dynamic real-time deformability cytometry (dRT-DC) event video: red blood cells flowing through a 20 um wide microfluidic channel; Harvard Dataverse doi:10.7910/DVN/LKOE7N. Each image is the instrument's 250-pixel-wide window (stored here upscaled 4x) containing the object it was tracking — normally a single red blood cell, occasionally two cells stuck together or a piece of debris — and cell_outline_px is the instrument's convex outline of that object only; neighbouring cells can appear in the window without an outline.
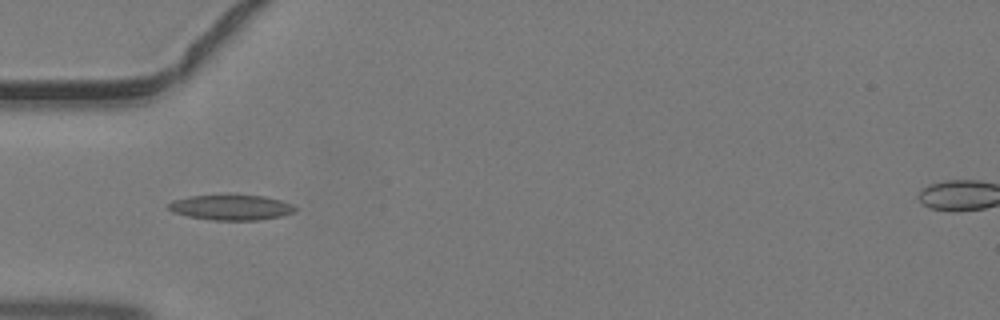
{"species": "common noctule bat (a hibernating species)", "species_latin": "Nyctalus noctula", "temperature_condition": "warm", "stored_images_in_passage": 31, "camera_frame_rate_fps": 3000, "um_per_image_px": 0.085, "animal": {"sex": "male", "body_mass_g": 19.2, "forearm_length_mm": 51.8}, "frame": {"image": 1, "passage_image": 1, "time_ms": 0.0, "image_size_px": [1000, 320], "cell_outline_px": [[296, 212], [280, 216], [260, 220], [212, 220], [188, 216], [172, 212], [168, 208], [168, 204], [172, 200], [188, 196], [264, 196], [280, 200], [292, 204], [296, 208]], "centroid_in_image_um": [19.64, 17.64], "position_along_channel_um": 65.4, "area_um2": 18.44}}
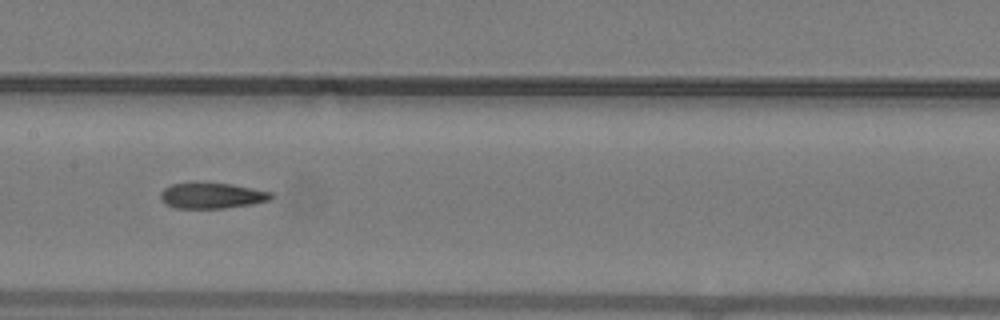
{"frame": {"image": 2, "passage_image": 9, "time_ms": 2.667, "image_size_px": [1000, 320], "cell_outline_px": [[272, 196], [268, 200], [252, 204], [224, 208], [176, 208], [164, 204], [160, 200], [160, 192], [164, 188], [172, 184], [188, 180], [200, 180], [232, 184], [272, 192]], "centroid_in_image_um": [17.91, 16.58], "position_along_channel_um": 189.5, "area_um2": 17.28}}
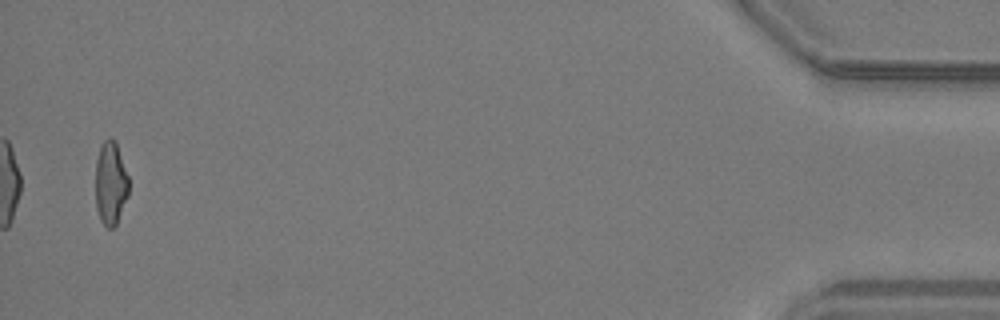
{"frame": {"image": 3, "passage_image": 30, "time_ms": 9.667, "image_size_px": [1000, 320], "cell_outline_px": [[128, 196], [116, 224], [112, 228], [108, 228], [100, 220], [96, 208], [96, 160], [100, 144], [108, 136], [116, 140], [128, 176]], "centroid_in_image_um": [9.4, 15.53], "position_along_channel_um": 425.8, "area_um2": 16.3}}